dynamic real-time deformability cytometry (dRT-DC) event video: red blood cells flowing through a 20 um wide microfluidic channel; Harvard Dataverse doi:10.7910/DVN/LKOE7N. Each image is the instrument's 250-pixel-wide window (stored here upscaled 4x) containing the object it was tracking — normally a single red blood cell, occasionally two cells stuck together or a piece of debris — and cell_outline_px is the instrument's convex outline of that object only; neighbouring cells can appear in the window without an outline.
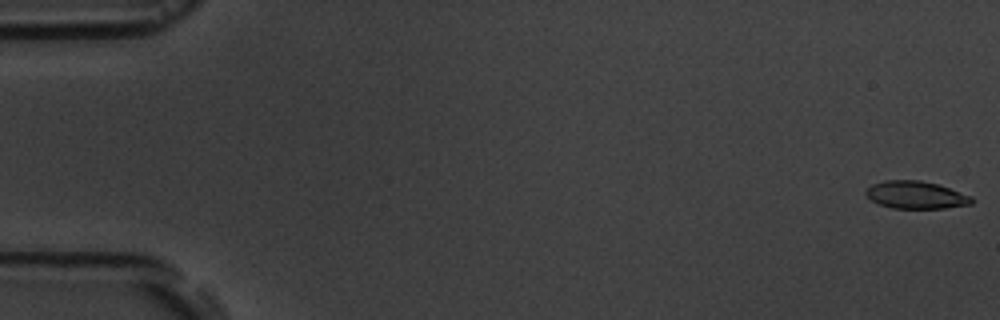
{"species": "common noctule bat (a hibernating species)", "species_latin": "Nyctalus noctula", "temperature_condition": "room temperature", "stored_images_in_passage": 4, "camera_frame_rate_fps": 3000, "um_per_image_px": 0.085, "animal": {"sex": "male", "body_mass_g": 19.5, "forearm_length_mm": 54.6}, "frame": {"image": 1, "passage_image": 1, "time_ms": 0.0, "image_size_px": [1000, 320], "cell_outline_px": [[976, 200], [972, 204], [944, 208], [892, 208], [880, 204], [872, 200], [864, 192], [872, 184], [884, 180], [920, 180], [936, 184], [972, 196]], "centroid_in_image_um": [77.87, 16.57], "position_along_channel_um": 7.1, "area_um2": 16.88}}